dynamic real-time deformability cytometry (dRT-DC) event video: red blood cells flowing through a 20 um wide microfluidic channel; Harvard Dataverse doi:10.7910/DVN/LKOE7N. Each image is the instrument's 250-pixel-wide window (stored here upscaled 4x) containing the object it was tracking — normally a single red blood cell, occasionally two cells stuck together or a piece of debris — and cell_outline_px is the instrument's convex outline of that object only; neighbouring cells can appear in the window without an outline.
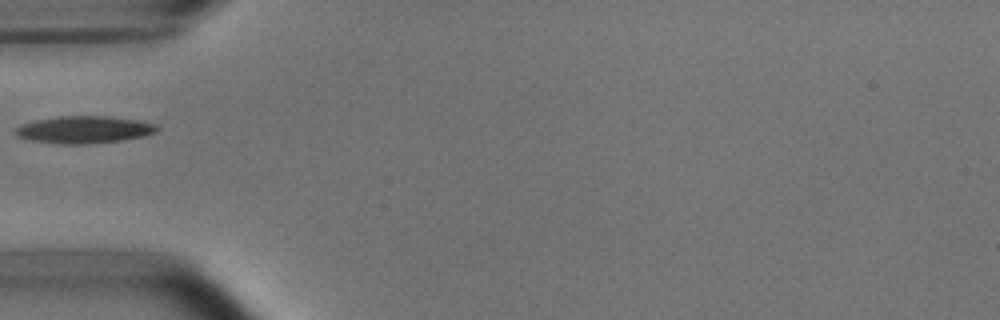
{"species": "common noctule bat (a hibernating species)", "species_latin": "Nyctalus noctula", "temperature_condition": "room temperature", "stored_images_in_passage": 6, "camera_frame_rate_fps": 3000, "um_per_image_px": 0.085, "animal": {"sex": "male", "body_mass_g": 15.6}, "frame": {"image": 1, "passage_image": 6, "time_ms": 5.667, "image_size_px": [1000, 320], "cell_outline_px": [[160, 128], [156, 132], [144, 136], [124, 140], [88, 144], [60, 144], [32, 140], [16, 136], [12, 132], [20, 124], [36, 120], [60, 116], [104, 116], [136, 120], [156, 124]], "centroid_in_image_um": [7.14, 11.03], "position_along_channel_um": 77.9, "area_um2": 22.54}}